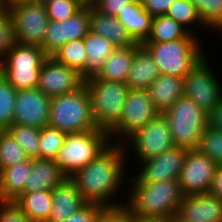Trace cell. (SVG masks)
I'll use <instances>...</instances> for the list:
<instances>
[{"instance_id":"6da1fadb","label":"cell","mask_w":222,"mask_h":222,"mask_svg":"<svg viewBox=\"0 0 222 222\" xmlns=\"http://www.w3.org/2000/svg\"><path fill=\"white\" fill-rule=\"evenodd\" d=\"M127 150L123 143L111 142L94 160L69 177L87 203L102 206L123 204L114 202L112 198L116 197L115 193L126 179Z\"/></svg>"},{"instance_id":"7a4b0ae2","label":"cell","mask_w":222,"mask_h":222,"mask_svg":"<svg viewBox=\"0 0 222 222\" xmlns=\"http://www.w3.org/2000/svg\"><path fill=\"white\" fill-rule=\"evenodd\" d=\"M127 198L131 212L153 217L177 215L184 194L179 180L159 182H133Z\"/></svg>"},{"instance_id":"3957f363","label":"cell","mask_w":222,"mask_h":222,"mask_svg":"<svg viewBox=\"0 0 222 222\" xmlns=\"http://www.w3.org/2000/svg\"><path fill=\"white\" fill-rule=\"evenodd\" d=\"M198 39L197 35L189 33L174 41L142 45L152 55L160 74L185 78L206 56Z\"/></svg>"},{"instance_id":"277c9868","label":"cell","mask_w":222,"mask_h":222,"mask_svg":"<svg viewBox=\"0 0 222 222\" xmlns=\"http://www.w3.org/2000/svg\"><path fill=\"white\" fill-rule=\"evenodd\" d=\"M48 125L67 134L98 128L85 84L71 93L51 97Z\"/></svg>"},{"instance_id":"5b68a950","label":"cell","mask_w":222,"mask_h":222,"mask_svg":"<svg viewBox=\"0 0 222 222\" xmlns=\"http://www.w3.org/2000/svg\"><path fill=\"white\" fill-rule=\"evenodd\" d=\"M109 132L97 128L89 131L68 133L63 146L54 159L66 177L85 167L111 143Z\"/></svg>"},{"instance_id":"8992f818","label":"cell","mask_w":222,"mask_h":222,"mask_svg":"<svg viewBox=\"0 0 222 222\" xmlns=\"http://www.w3.org/2000/svg\"><path fill=\"white\" fill-rule=\"evenodd\" d=\"M162 114L170 127L174 145L196 150L208 126V113L188 97L182 96Z\"/></svg>"},{"instance_id":"52a82bcc","label":"cell","mask_w":222,"mask_h":222,"mask_svg":"<svg viewBox=\"0 0 222 222\" xmlns=\"http://www.w3.org/2000/svg\"><path fill=\"white\" fill-rule=\"evenodd\" d=\"M96 126L109 132L120 120L129 87L126 83L93 77L85 81Z\"/></svg>"},{"instance_id":"ba28073f","label":"cell","mask_w":222,"mask_h":222,"mask_svg":"<svg viewBox=\"0 0 222 222\" xmlns=\"http://www.w3.org/2000/svg\"><path fill=\"white\" fill-rule=\"evenodd\" d=\"M46 58L41 47L16 42L0 62V73L16 90L36 88Z\"/></svg>"},{"instance_id":"9c48e42d","label":"cell","mask_w":222,"mask_h":222,"mask_svg":"<svg viewBox=\"0 0 222 222\" xmlns=\"http://www.w3.org/2000/svg\"><path fill=\"white\" fill-rule=\"evenodd\" d=\"M16 42L43 47L49 18L42 2L8 3Z\"/></svg>"},{"instance_id":"30bf717a","label":"cell","mask_w":222,"mask_h":222,"mask_svg":"<svg viewBox=\"0 0 222 222\" xmlns=\"http://www.w3.org/2000/svg\"><path fill=\"white\" fill-rule=\"evenodd\" d=\"M158 114L147 90L129 89L121 118L109 131L111 142H115L117 137L118 143H124L129 136Z\"/></svg>"},{"instance_id":"8fae6325","label":"cell","mask_w":222,"mask_h":222,"mask_svg":"<svg viewBox=\"0 0 222 222\" xmlns=\"http://www.w3.org/2000/svg\"><path fill=\"white\" fill-rule=\"evenodd\" d=\"M124 147L128 148L129 143L134 151L133 156L136 160L143 161L164 153L174 147L171 137L170 127L165 116L159 113L155 118L147 122L142 128L138 129L125 140ZM136 154V155H135Z\"/></svg>"},{"instance_id":"7c38bea8","label":"cell","mask_w":222,"mask_h":222,"mask_svg":"<svg viewBox=\"0 0 222 222\" xmlns=\"http://www.w3.org/2000/svg\"><path fill=\"white\" fill-rule=\"evenodd\" d=\"M200 63L184 78V96L209 113L222 99V86L206 61Z\"/></svg>"},{"instance_id":"4fadbf2b","label":"cell","mask_w":222,"mask_h":222,"mask_svg":"<svg viewBox=\"0 0 222 222\" xmlns=\"http://www.w3.org/2000/svg\"><path fill=\"white\" fill-rule=\"evenodd\" d=\"M90 4L63 21L49 20L43 40V51L52 56L69 41L84 38L90 30Z\"/></svg>"},{"instance_id":"5bb4252c","label":"cell","mask_w":222,"mask_h":222,"mask_svg":"<svg viewBox=\"0 0 222 222\" xmlns=\"http://www.w3.org/2000/svg\"><path fill=\"white\" fill-rule=\"evenodd\" d=\"M84 84L85 81L77 70L47 56L41 65L37 88L51 98L71 93Z\"/></svg>"},{"instance_id":"9a60e30c","label":"cell","mask_w":222,"mask_h":222,"mask_svg":"<svg viewBox=\"0 0 222 222\" xmlns=\"http://www.w3.org/2000/svg\"><path fill=\"white\" fill-rule=\"evenodd\" d=\"M217 164L197 150H189L181 169L179 184L184 195L208 193Z\"/></svg>"},{"instance_id":"2e32d148","label":"cell","mask_w":222,"mask_h":222,"mask_svg":"<svg viewBox=\"0 0 222 222\" xmlns=\"http://www.w3.org/2000/svg\"><path fill=\"white\" fill-rule=\"evenodd\" d=\"M188 151L186 148L174 146L158 156L138 162L142 169L131 180L133 182L179 180Z\"/></svg>"},{"instance_id":"e0dca14e","label":"cell","mask_w":222,"mask_h":222,"mask_svg":"<svg viewBox=\"0 0 222 222\" xmlns=\"http://www.w3.org/2000/svg\"><path fill=\"white\" fill-rule=\"evenodd\" d=\"M51 98L37 87L17 90L13 124L43 128L48 126Z\"/></svg>"},{"instance_id":"ac0fdd59","label":"cell","mask_w":222,"mask_h":222,"mask_svg":"<svg viewBox=\"0 0 222 222\" xmlns=\"http://www.w3.org/2000/svg\"><path fill=\"white\" fill-rule=\"evenodd\" d=\"M177 216L185 222H222V200L209 192L184 195Z\"/></svg>"},{"instance_id":"d6986e66","label":"cell","mask_w":222,"mask_h":222,"mask_svg":"<svg viewBox=\"0 0 222 222\" xmlns=\"http://www.w3.org/2000/svg\"><path fill=\"white\" fill-rule=\"evenodd\" d=\"M86 203L75 183L66 177L52 190V208L47 222H62Z\"/></svg>"},{"instance_id":"ffe728a7","label":"cell","mask_w":222,"mask_h":222,"mask_svg":"<svg viewBox=\"0 0 222 222\" xmlns=\"http://www.w3.org/2000/svg\"><path fill=\"white\" fill-rule=\"evenodd\" d=\"M86 48V62L84 68L79 72L84 81L97 77L111 53L117 48L105 37L89 30L84 36Z\"/></svg>"},{"instance_id":"44dd1931","label":"cell","mask_w":222,"mask_h":222,"mask_svg":"<svg viewBox=\"0 0 222 222\" xmlns=\"http://www.w3.org/2000/svg\"><path fill=\"white\" fill-rule=\"evenodd\" d=\"M65 178L55 160L32 158V169L24 193L52 191Z\"/></svg>"},{"instance_id":"7402d4cb","label":"cell","mask_w":222,"mask_h":222,"mask_svg":"<svg viewBox=\"0 0 222 222\" xmlns=\"http://www.w3.org/2000/svg\"><path fill=\"white\" fill-rule=\"evenodd\" d=\"M147 91L156 110L159 113L166 112L184 96V78L160 74Z\"/></svg>"},{"instance_id":"603a6c76","label":"cell","mask_w":222,"mask_h":222,"mask_svg":"<svg viewBox=\"0 0 222 222\" xmlns=\"http://www.w3.org/2000/svg\"><path fill=\"white\" fill-rule=\"evenodd\" d=\"M160 75L152 55L142 45H135V54L126 84L129 89L147 90L150 84Z\"/></svg>"},{"instance_id":"cb8c5ba5","label":"cell","mask_w":222,"mask_h":222,"mask_svg":"<svg viewBox=\"0 0 222 222\" xmlns=\"http://www.w3.org/2000/svg\"><path fill=\"white\" fill-rule=\"evenodd\" d=\"M31 169L32 158H27L0 171V202H14L24 193Z\"/></svg>"},{"instance_id":"d4e9b609","label":"cell","mask_w":222,"mask_h":222,"mask_svg":"<svg viewBox=\"0 0 222 222\" xmlns=\"http://www.w3.org/2000/svg\"><path fill=\"white\" fill-rule=\"evenodd\" d=\"M90 30L112 42L116 47H129L137 43L126 27L115 16L104 15L90 4Z\"/></svg>"},{"instance_id":"484cf974","label":"cell","mask_w":222,"mask_h":222,"mask_svg":"<svg viewBox=\"0 0 222 222\" xmlns=\"http://www.w3.org/2000/svg\"><path fill=\"white\" fill-rule=\"evenodd\" d=\"M132 39L143 44L151 33L152 16L144 9L140 0H134L117 16Z\"/></svg>"},{"instance_id":"4316f807","label":"cell","mask_w":222,"mask_h":222,"mask_svg":"<svg viewBox=\"0 0 222 222\" xmlns=\"http://www.w3.org/2000/svg\"><path fill=\"white\" fill-rule=\"evenodd\" d=\"M135 45L117 47L106 59L98 78L125 83L133 63Z\"/></svg>"},{"instance_id":"83f0119b","label":"cell","mask_w":222,"mask_h":222,"mask_svg":"<svg viewBox=\"0 0 222 222\" xmlns=\"http://www.w3.org/2000/svg\"><path fill=\"white\" fill-rule=\"evenodd\" d=\"M14 203L33 222H47L52 208V191L23 193Z\"/></svg>"},{"instance_id":"f1b7e54d","label":"cell","mask_w":222,"mask_h":222,"mask_svg":"<svg viewBox=\"0 0 222 222\" xmlns=\"http://www.w3.org/2000/svg\"><path fill=\"white\" fill-rule=\"evenodd\" d=\"M190 32L172 17L158 15L152 18L151 33L145 42H168L186 37Z\"/></svg>"},{"instance_id":"f546056e","label":"cell","mask_w":222,"mask_h":222,"mask_svg":"<svg viewBox=\"0 0 222 222\" xmlns=\"http://www.w3.org/2000/svg\"><path fill=\"white\" fill-rule=\"evenodd\" d=\"M52 57L57 62L80 72L84 68L87 57L84 39L80 38L67 42Z\"/></svg>"},{"instance_id":"4dcf8cb0","label":"cell","mask_w":222,"mask_h":222,"mask_svg":"<svg viewBox=\"0 0 222 222\" xmlns=\"http://www.w3.org/2000/svg\"><path fill=\"white\" fill-rule=\"evenodd\" d=\"M7 131L22 147L28 158H39L40 129L32 126L12 124Z\"/></svg>"},{"instance_id":"1f68e13d","label":"cell","mask_w":222,"mask_h":222,"mask_svg":"<svg viewBox=\"0 0 222 222\" xmlns=\"http://www.w3.org/2000/svg\"><path fill=\"white\" fill-rule=\"evenodd\" d=\"M17 90L0 73V131L13 124L14 106Z\"/></svg>"},{"instance_id":"d6a6232c","label":"cell","mask_w":222,"mask_h":222,"mask_svg":"<svg viewBox=\"0 0 222 222\" xmlns=\"http://www.w3.org/2000/svg\"><path fill=\"white\" fill-rule=\"evenodd\" d=\"M66 135L67 133L49 125L41 128L39 158L54 160L63 146Z\"/></svg>"},{"instance_id":"836d02e7","label":"cell","mask_w":222,"mask_h":222,"mask_svg":"<svg viewBox=\"0 0 222 222\" xmlns=\"http://www.w3.org/2000/svg\"><path fill=\"white\" fill-rule=\"evenodd\" d=\"M166 15L172 17L176 22L185 27L190 33L194 34L188 25L196 24L205 28L202 22L198 8L190 0H176L166 12Z\"/></svg>"},{"instance_id":"e575fe53","label":"cell","mask_w":222,"mask_h":222,"mask_svg":"<svg viewBox=\"0 0 222 222\" xmlns=\"http://www.w3.org/2000/svg\"><path fill=\"white\" fill-rule=\"evenodd\" d=\"M27 158L24 150L13 136L7 130L0 131V171Z\"/></svg>"},{"instance_id":"d590c367","label":"cell","mask_w":222,"mask_h":222,"mask_svg":"<svg viewBox=\"0 0 222 222\" xmlns=\"http://www.w3.org/2000/svg\"><path fill=\"white\" fill-rule=\"evenodd\" d=\"M196 150L208 156L217 165H222V131L207 126Z\"/></svg>"},{"instance_id":"8d00e7d4","label":"cell","mask_w":222,"mask_h":222,"mask_svg":"<svg viewBox=\"0 0 222 222\" xmlns=\"http://www.w3.org/2000/svg\"><path fill=\"white\" fill-rule=\"evenodd\" d=\"M46 6L49 20L63 21L77 13L85 3L82 0L42 2Z\"/></svg>"},{"instance_id":"74e56055","label":"cell","mask_w":222,"mask_h":222,"mask_svg":"<svg viewBox=\"0 0 222 222\" xmlns=\"http://www.w3.org/2000/svg\"><path fill=\"white\" fill-rule=\"evenodd\" d=\"M16 43L13 20L7 10L0 15V62L5 58L6 53Z\"/></svg>"},{"instance_id":"f35d334b","label":"cell","mask_w":222,"mask_h":222,"mask_svg":"<svg viewBox=\"0 0 222 222\" xmlns=\"http://www.w3.org/2000/svg\"><path fill=\"white\" fill-rule=\"evenodd\" d=\"M95 222H129V207L126 203L103 206Z\"/></svg>"},{"instance_id":"ab89813d","label":"cell","mask_w":222,"mask_h":222,"mask_svg":"<svg viewBox=\"0 0 222 222\" xmlns=\"http://www.w3.org/2000/svg\"><path fill=\"white\" fill-rule=\"evenodd\" d=\"M206 27L222 30V0H209V6L200 14Z\"/></svg>"},{"instance_id":"60d3db41","label":"cell","mask_w":222,"mask_h":222,"mask_svg":"<svg viewBox=\"0 0 222 222\" xmlns=\"http://www.w3.org/2000/svg\"><path fill=\"white\" fill-rule=\"evenodd\" d=\"M134 0H93L90 4L98 12L117 17L125 6L132 3Z\"/></svg>"},{"instance_id":"b9f144b4","label":"cell","mask_w":222,"mask_h":222,"mask_svg":"<svg viewBox=\"0 0 222 222\" xmlns=\"http://www.w3.org/2000/svg\"><path fill=\"white\" fill-rule=\"evenodd\" d=\"M0 222H33L14 202H0Z\"/></svg>"},{"instance_id":"7bdbcfd3","label":"cell","mask_w":222,"mask_h":222,"mask_svg":"<svg viewBox=\"0 0 222 222\" xmlns=\"http://www.w3.org/2000/svg\"><path fill=\"white\" fill-rule=\"evenodd\" d=\"M103 206L96 203H86L77 212L70 215L62 222H95L98 211Z\"/></svg>"},{"instance_id":"ee69618b","label":"cell","mask_w":222,"mask_h":222,"mask_svg":"<svg viewBox=\"0 0 222 222\" xmlns=\"http://www.w3.org/2000/svg\"><path fill=\"white\" fill-rule=\"evenodd\" d=\"M144 9L152 16L164 15L176 0H140Z\"/></svg>"},{"instance_id":"f6af8a7d","label":"cell","mask_w":222,"mask_h":222,"mask_svg":"<svg viewBox=\"0 0 222 222\" xmlns=\"http://www.w3.org/2000/svg\"><path fill=\"white\" fill-rule=\"evenodd\" d=\"M208 127L222 131V99L208 113Z\"/></svg>"},{"instance_id":"bcb514c9","label":"cell","mask_w":222,"mask_h":222,"mask_svg":"<svg viewBox=\"0 0 222 222\" xmlns=\"http://www.w3.org/2000/svg\"><path fill=\"white\" fill-rule=\"evenodd\" d=\"M209 193L222 200V165H218Z\"/></svg>"},{"instance_id":"7dc6e473","label":"cell","mask_w":222,"mask_h":222,"mask_svg":"<svg viewBox=\"0 0 222 222\" xmlns=\"http://www.w3.org/2000/svg\"><path fill=\"white\" fill-rule=\"evenodd\" d=\"M129 222H174V217H153L133 213L129 209Z\"/></svg>"},{"instance_id":"c3c4849f","label":"cell","mask_w":222,"mask_h":222,"mask_svg":"<svg viewBox=\"0 0 222 222\" xmlns=\"http://www.w3.org/2000/svg\"><path fill=\"white\" fill-rule=\"evenodd\" d=\"M197 8L199 15L209 6V0H190Z\"/></svg>"},{"instance_id":"681fc988","label":"cell","mask_w":222,"mask_h":222,"mask_svg":"<svg viewBox=\"0 0 222 222\" xmlns=\"http://www.w3.org/2000/svg\"><path fill=\"white\" fill-rule=\"evenodd\" d=\"M8 10V0H0V15Z\"/></svg>"},{"instance_id":"f907efd6","label":"cell","mask_w":222,"mask_h":222,"mask_svg":"<svg viewBox=\"0 0 222 222\" xmlns=\"http://www.w3.org/2000/svg\"><path fill=\"white\" fill-rule=\"evenodd\" d=\"M41 2V0H8V3Z\"/></svg>"},{"instance_id":"816d5d0a","label":"cell","mask_w":222,"mask_h":222,"mask_svg":"<svg viewBox=\"0 0 222 222\" xmlns=\"http://www.w3.org/2000/svg\"><path fill=\"white\" fill-rule=\"evenodd\" d=\"M174 222H185L182 219H180L177 215L174 216Z\"/></svg>"},{"instance_id":"f5cc1de1","label":"cell","mask_w":222,"mask_h":222,"mask_svg":"<svg viewBox=\"0 0 222 222\" xmlns=\"http://www.w3.org/2000/svg\"><path fill=\"white\" fill-rule=\"evenodd\" d=\"M54 1H57V0H41V2H54ZM58 1H65V0H58Z\"/></svg>"},{"instance_id":"db71d44e","label":"cell","mask_w":222,"mask_h":222,"mask_svg":"<svg viewBox=\"0 0 222 222\" xmlns=\"http://www.w3.org/2000/svg\"><path fill=\"white\" fill-rule=\"evenodd\" d=\"M85 4H90L93 0H82Z\"/></svg>"}]
</instances>
